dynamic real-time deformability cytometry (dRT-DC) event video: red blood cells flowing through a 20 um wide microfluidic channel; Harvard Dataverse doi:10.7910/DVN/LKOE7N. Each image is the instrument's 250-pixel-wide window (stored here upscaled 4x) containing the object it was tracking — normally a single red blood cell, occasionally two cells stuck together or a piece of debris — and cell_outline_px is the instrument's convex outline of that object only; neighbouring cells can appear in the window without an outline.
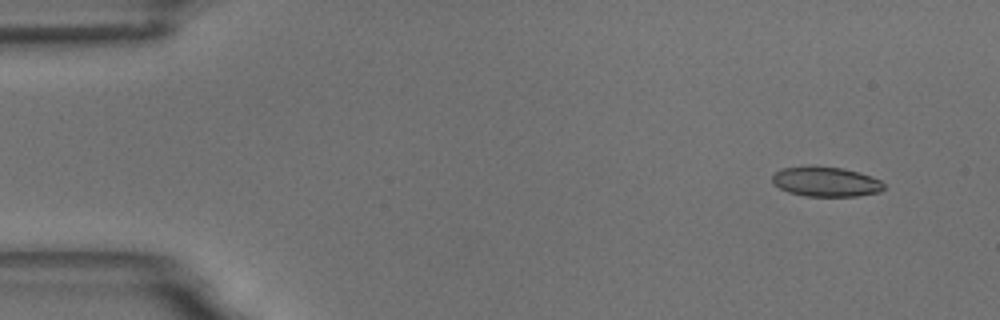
{"species": "common noctule bat (a hibernating species)", "species_latin": "Nyctalus noctula", "temperature_condition": "room temperature", "stored_images_in_passage": 8, "camera_frame_rate_fps": 3000, "um_per_image_px": 0.085, "animal": {"sex": "male", "body_mass_g": 18.8}, "frame": {"image": 1, "passage_image": 2, "time_ms": 1.0, "image_size_px": [1000, 320], "cell_outline_px": [[884, 188], [880, 192], [856, 196], [804, 196], [788, 192], [772, 184], [772, 176], [776, 172], [784, 168], [812, 164], [844, 168], [860, 172], [872, 176], [880, 180], [884, 184]], "centroid_in_image_um": [70.19, 15.42], "position_along_channel_um": 14.8, "area_um2": 19.83}}
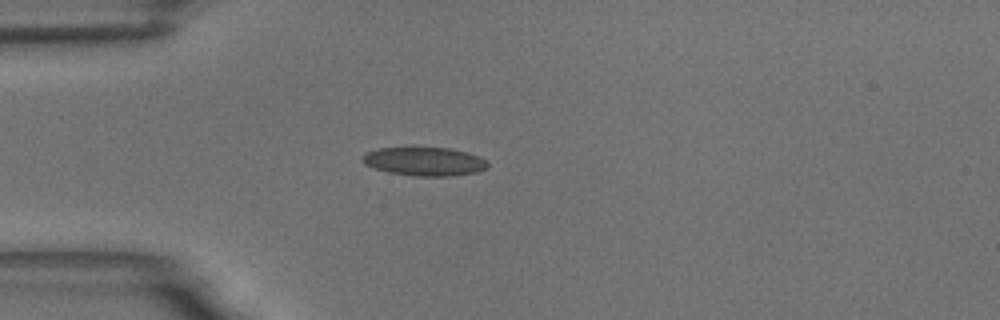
{"frame": {"image": 2, "passage_image": 5, "time_ms": 4.667, "image_size_px": [1000, 320], "cell_outline_px": [[488, 168], [476, 172], [452, 176], [412, 176], [388, 172], [364, 164], [360, 160], [360, 156], [368, 152], [380, 148], [448, 148], [480, 156], [488, 160]], "centroid_in_image_um": [36.09, 13.73], "position_along_channel_um": 48.9, "area_um2": 20.87}}
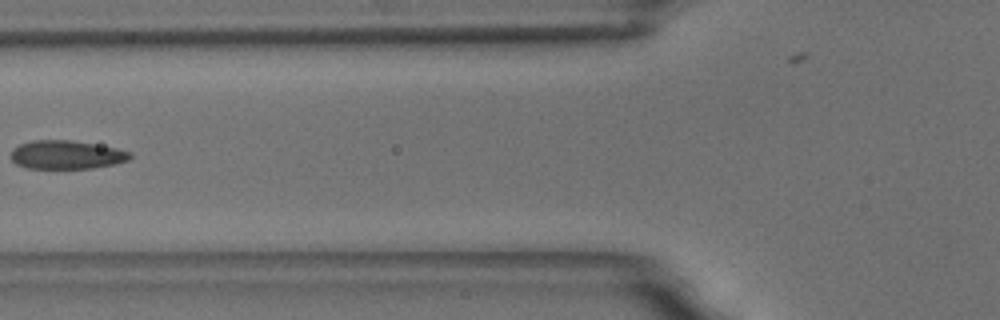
{"frame": {"image": 3, "passage_image": 7, "time_ms": 7.0, "image_size_px": [1000, 320], "cell_outline_px": [[132, 156], [128, 160], [112, 164], [92, 168], [28, 168], [16, 164], [12, 160], [12, 148], [20, 144], [32, 140], [72, 140], [96, 144], [116, 148], [132, 152]], "centroid_in_image_um": [5.65, 13.14], "position_along_channel_um": 120.2, "area_um2": 19.77}}